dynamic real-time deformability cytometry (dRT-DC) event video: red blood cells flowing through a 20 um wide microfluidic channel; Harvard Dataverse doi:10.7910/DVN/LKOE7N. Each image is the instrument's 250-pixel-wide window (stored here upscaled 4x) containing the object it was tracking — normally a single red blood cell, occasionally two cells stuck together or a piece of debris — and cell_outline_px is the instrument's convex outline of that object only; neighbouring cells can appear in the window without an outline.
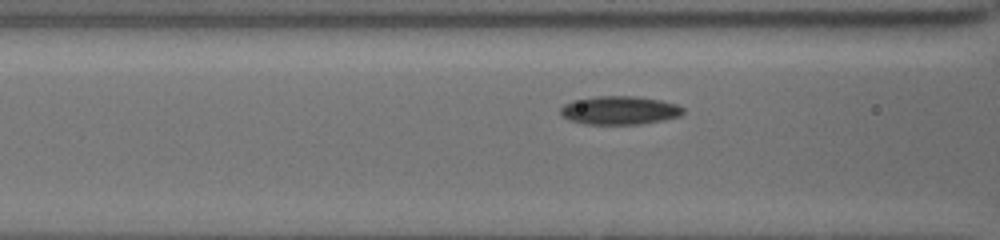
{"species": "common noctule bat (a hibernating species)", "species_latin": "Nyctalus noctula", "temperature_condition": "cold", "stored_images_in_passage": 12, "camera_frame_rate_fps": 3000, "um_per_image_px": 0.085, "animal": {"sex": "female", "body_mass_g": 19.5, "forearm_length_mm": 54.1}, "frame": {"image": 1, "passage_image": 10, "time_ms": 3.333, "image_size_px": [1000, 240], "cell_outline_px": [[684, 112], [680, 116], [664, 120], [640, 124], [584, 124], [568, 120], [560, 112], [560, 108], [564, 104], [572, 100], [596, 96], [636, 96], [660, 100], [676, 104], [684, 108]], "centroid_in_image_um": [52.65, 9.37], "position_along_channel_um": 113.9, "area_um2": 20.46}}